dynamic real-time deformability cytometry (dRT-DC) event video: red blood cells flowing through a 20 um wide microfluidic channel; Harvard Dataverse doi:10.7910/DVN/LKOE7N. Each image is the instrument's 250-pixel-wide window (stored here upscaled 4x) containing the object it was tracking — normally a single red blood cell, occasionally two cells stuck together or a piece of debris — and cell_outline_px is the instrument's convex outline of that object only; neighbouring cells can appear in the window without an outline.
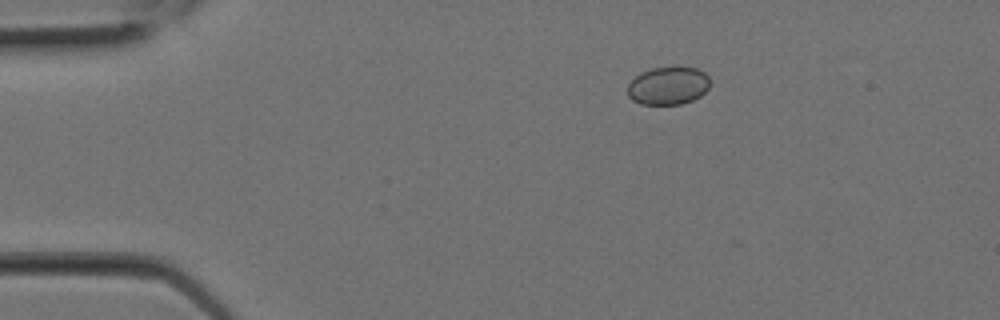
{"species": "Egyptian fruit bat (a non-hibernating species)", "species_latin": "Rousettus aegyptiacus", "temperature_condition": "room temperature", "stored_images_in_passage": 2, "camera_frame_rate_fps": 3000, "um_per_image_px": 0.085, "animal": {"sex": "female"}, "frame": {"image": 1, "passage_image": 2, "time_ms": 0.333, "image_size_px": [1000, 320], "cell_outline_px": [[708, 88], [700, 96], [692, 100], [680, 104], [640, 104], [632, 100], [628, 96], [628, 84], [640, 72], [652, 68], [676, 64], [680, 64], [696, 68], [704, 72], [708, 76]], "centroid_in_image_um": [56.79, 7.24], "position_along_channel_um": 28.2, "area_um2": 18.67}}